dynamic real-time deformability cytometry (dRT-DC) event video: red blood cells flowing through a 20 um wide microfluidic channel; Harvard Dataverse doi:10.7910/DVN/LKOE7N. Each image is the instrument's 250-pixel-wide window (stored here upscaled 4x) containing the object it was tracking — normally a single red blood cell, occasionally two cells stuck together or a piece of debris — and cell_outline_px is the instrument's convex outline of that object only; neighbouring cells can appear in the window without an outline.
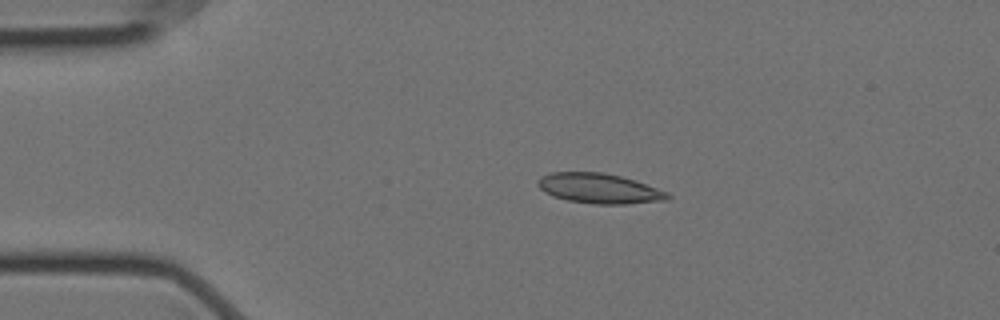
{"species": "Egyptian fruit bat (a non-hibernating species)", "species_latin": "Rousettus aegyptiacus", "temperature_condition": "cold", "stored_images_in_passage": 3, "camera_frame_rate_fps": 3000, "um_per_image_px": 0.085, "animal": {"sex": "female"}, "frame": {"image": 1, "passage_image": 2, "time_ms": 0.333, "image_size_px": [1000, 320], "cell_outline_px": [[672, 196], [668, 200], [624, 204], [596, 204], [568, 200], [552, 196], [544, 192], [536, 184], [536, 180], [540, 176], [552, 172], [604, 172], [636, 180], [668, 192]], "centroid_in_image_um": [50.93, 16.01], "position_along_channel_um": 34.1, "area_um2": 22.89}}